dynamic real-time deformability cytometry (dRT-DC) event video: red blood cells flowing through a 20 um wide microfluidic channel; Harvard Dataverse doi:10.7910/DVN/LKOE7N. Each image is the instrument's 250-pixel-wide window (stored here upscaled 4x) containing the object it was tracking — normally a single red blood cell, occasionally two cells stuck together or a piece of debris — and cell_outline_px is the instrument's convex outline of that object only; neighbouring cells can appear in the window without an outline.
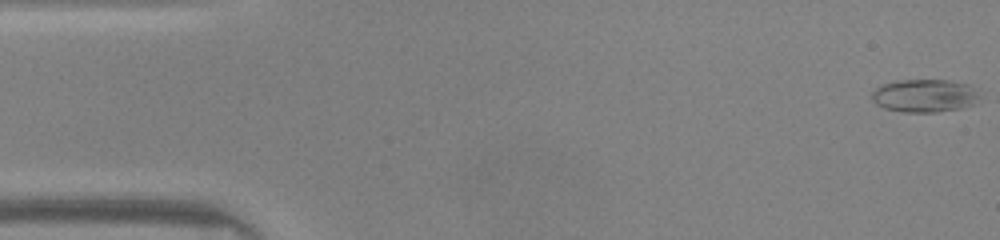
{"species": "common noctule bat (a hibernating species)", "species_latin": "Nyctalus noctula", "temperature_condition": "warm", "stored_images_in_passage": 48, "camera_frame_rate_fps": 3000, "um_per_image_px": 0.085, "animal": {"sex": "male", "body_mass_g": 20.0, "forearm_length_mm": 53.3}, "frame": {"image": 1, "passage_image": 1, "time_ms": 0.0, "image_size_px": [1000, 240], "cell_outline_px": [[980, 96], [972, 104], [964, 108], [936, 112], [904, 112], [884, 108], [876, 104], [872, 100], [872, 92], [880, 84], [896, 80], [948, 80], [968, 84]], "centroid_in_image_um": [78.55, 8.13], "position_along_channel_um": 6.5, "area_um2": 20.75}}
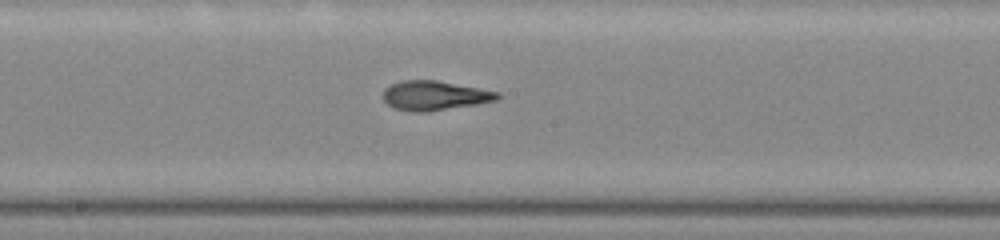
{"frame": {"image": 2, "passage_image": 25, "time_ms": 8.0, "image_size_px": [1000, 240], "cell_outline_px": [[500, 96], [496, 100], [476, 104], [424, 112], [416, 112], [392, 108], [384, 100], [384, 88], [400, 80], [436, 80], [500, 92]], "centroid_in_image_um": [36.91, 8.11], "position_along_channel_um": 211.3, "area_um2": 19.42}}
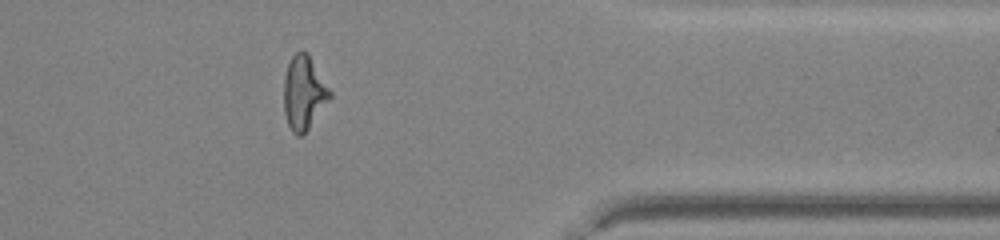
{"frame": {"image": 3, "passage_image": 39, "time_ms": 12.667, "image_size_px": [1000, 240], "cell_outline_px": [[332, 96], [304, 136], [296, 136], [292, 132], [288, 124], [284, 112], [284, 76], [288, 64], [292, 56], [296, 52], [308, 52], [332, 92]], "centroid_in_image_um": [25.83, 7.92], "position_along_channel_um": 385.6, "area_um2": 20.0}, "authors_computed_cell_mechanics": {"area_um2": 20.1722, "velocity_mm_per_s": 4.1913, "shape_relaxation_time_tau1_ms": 8.1791, "shape_relaxation_time_tau2_ms": 2.4538, "deformation_change_tau1": 0.2476, "deformation_change_tau2": 0.1234}}